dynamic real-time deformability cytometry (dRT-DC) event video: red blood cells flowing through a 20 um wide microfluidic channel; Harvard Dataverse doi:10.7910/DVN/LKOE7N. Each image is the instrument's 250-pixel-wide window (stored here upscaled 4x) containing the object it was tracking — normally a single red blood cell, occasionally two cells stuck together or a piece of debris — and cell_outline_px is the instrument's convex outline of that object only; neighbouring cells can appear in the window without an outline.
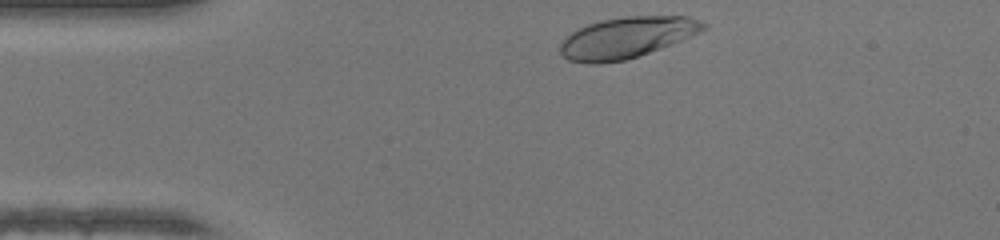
{"species": "human", "species_latin": "Homo sapiens", "temperature_condition": "warm", "stored_images_in_passage": 30, "camera_frame_rate_fps": 3000, "um_per_image_px": 0.085, "donor": {"sex": "female"}, "frame": {"image": 1, "passage_image": 1, "time_ms": 0.0, "image_size_px": [1000, 240], "cell_outline_px": [[708, 28], [700, 32], [672, 44], [624, 60], [600, 64], [588, 64], [568, 60], [560, 52], [560, 40], [572, 32], [588, 24], [600, 20], [628, 16], [684, 16], [700, 20], [708, 24]], "centroid_in_image_um": [53.26, 3.19], "position_along_channel_um": 31.7, "area_um2": 34.22}}
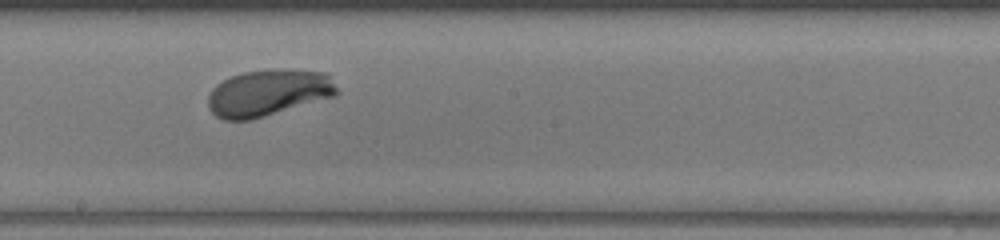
{"frame": {"image": 2, "passage_image": 18, "time_ms": 5.667, "image_size_px": [1000, 240], "cell_outline_px": [[340, 92], [336, 96], [252, 120], [224, 120], [216, 116], [208, 108], [208, 96], [212, 88], [216, 84], [232, 76], [244, 72], [276, 68], [284, 68], [324, 72], [328, 76]], "centroid_in_image_um": [22.81, 7.89], "position_along_channel_um": 225.4, "area_um2": 35.26}}
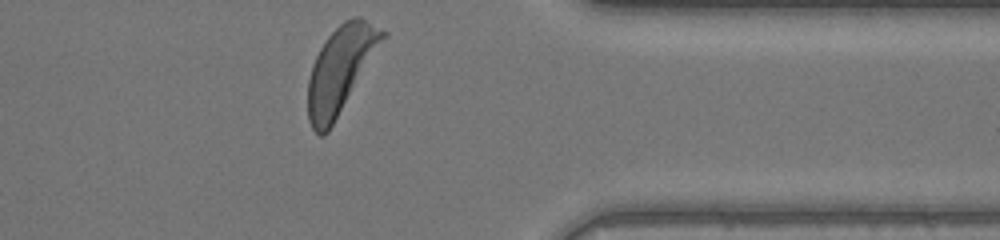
{"frame": {"image": 3, "passage_image": 30, "time_ms": 9.667, "image_size_px": [1000, 240], "cell_outline_px": [[388, 36], [328, 132], [324, 136], [320, 136], [312, 128], [308, 120], [308, 80], [312, 64], [320, 48], [328, 36], [344, 20], [352, 16], [360, 16], [388, 32]], "centroid_in_image_um": [28.97, 5.89], "position_along_channel_um": 382.4, "area_um2": 37.63}, "authors_computed_cell_mechanics": {"area_um2": 34.8534, "velocity_mm_per_s": 4.2757, "shape_relaxation_time_tau1_ms": 1.8488, "shape_relaxation_time_tau2_ms": null, "deformation_change_tau1": 0.1428, "deformation_change_tau2": null}}